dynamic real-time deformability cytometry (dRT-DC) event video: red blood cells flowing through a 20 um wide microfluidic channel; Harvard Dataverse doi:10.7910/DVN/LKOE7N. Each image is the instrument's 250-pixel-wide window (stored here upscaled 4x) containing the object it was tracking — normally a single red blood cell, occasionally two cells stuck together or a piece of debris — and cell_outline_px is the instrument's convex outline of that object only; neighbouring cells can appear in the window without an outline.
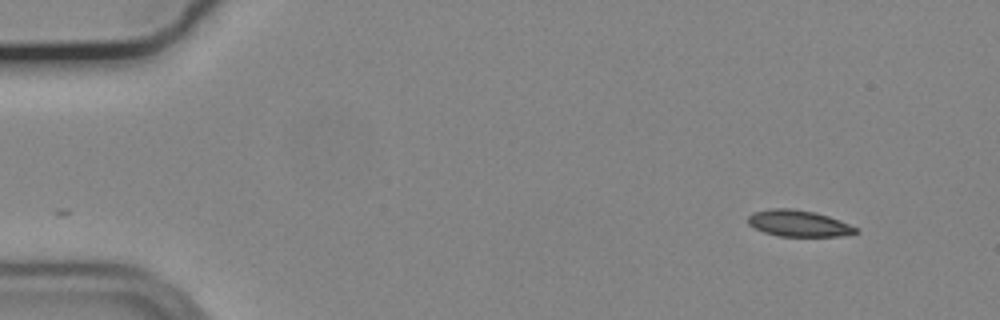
{"species": "common noctule bat (a hibernating species)", "species_latin": "Nyctalus noctula", "temperature_condition": "cold", "stored_images_in_passage": 52, "camera_frame_rate_fps": 3000, "um_per_image_px": 0.085, "animal": {"sex": "male", "body_mass_g": 19.2, "forearm_length_mm": 51.8}, "frame": {"image": 1, "passage_image": 1, "time_ms": 0.0, "image_size_px": [1000, 320], "cell_outline_px": [[860, 232], [840, 236], [780, 236], [764, 232], [748, 224], [748, 216], [752, 212], [772, 208], [792, 208], [816, 212], [840, 220], [856, 228]], "centroid_in_image_um": [67.86, 18.98], "position_along_channel_um": 17.1, "area_um2": 16.53}}
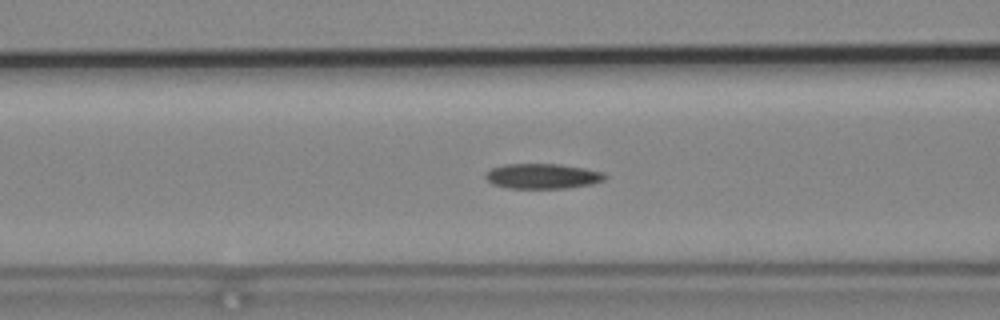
{"frame": {"image": 2, "passage_image": 18, "time_ms": 5.667, "image_size_px": [1000, 320], "cell_outline_px": [[608, 176], [604, 180], [592, 184], [568, 188], [508, 188], [492, 184], [484, 176], [492, 168], [504, 164], [560, 164], [584, 168], [604, 172]], "centroid_in_image_um": [46.15, 14.97], "position_along_channel_um": 120.5, "area_um2": 17.51}}
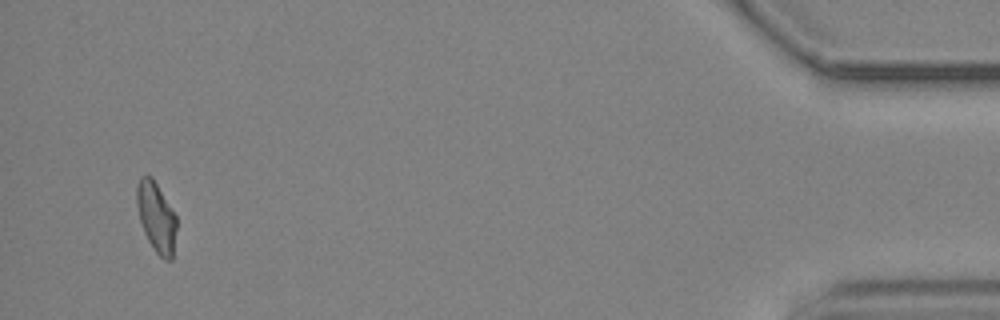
{"frame": {"image": 3, "passage_image": 49, "time_ms": 16.0, "image_size_px": [1000, 320], "cell_outline_px": [[176, 228], [172, 260], [164, 260], [156, 252], [148, 240], [144, 232], [140, 220], [136, 204], [136, 184], [140, 176], [152, 176], [176, 216]], "centroid_in_image_um": [13.27, 18.44], "position_along_channel_um": 421.9, "area_um2": 16.13}}